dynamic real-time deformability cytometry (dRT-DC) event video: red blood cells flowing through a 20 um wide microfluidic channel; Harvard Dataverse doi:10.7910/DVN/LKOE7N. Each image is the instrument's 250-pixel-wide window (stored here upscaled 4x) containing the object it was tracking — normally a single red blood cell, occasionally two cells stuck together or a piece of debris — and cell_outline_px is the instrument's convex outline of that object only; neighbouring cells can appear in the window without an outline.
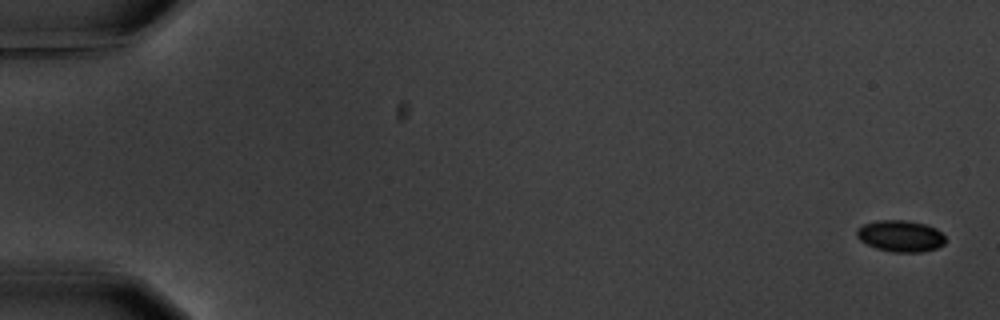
{"species": "common noctule bat (a hibernating species)", "species_latin": "Nyctalus noctula", "temperature_condition": "warm", "stored_images_in_passage": 7, "camera_frame_rate_fps": 3000, "um_per_image_px": 0.085, "animal": {"sex": "male", "body_mass_g": 20.1, "forearm_length_mm": 53.5}, "frame": {"image": 1, "passage_image": 1, "time_ms": 0.0, "image_size_px": [1000, 320], "cell_outline_px": [[944, 244], [936, 248], [920, 252], [892, 252], [876, 248], [860, 240], [856, 236], [856, 228], [864, 224], [876, 220], [904, 220], [928, 224], [936, 228], [944, 236]], "centroid_in_image_um": [76.52, 20.05], "position_along_channel_um": 8.5, "area_um2": 16.3}}
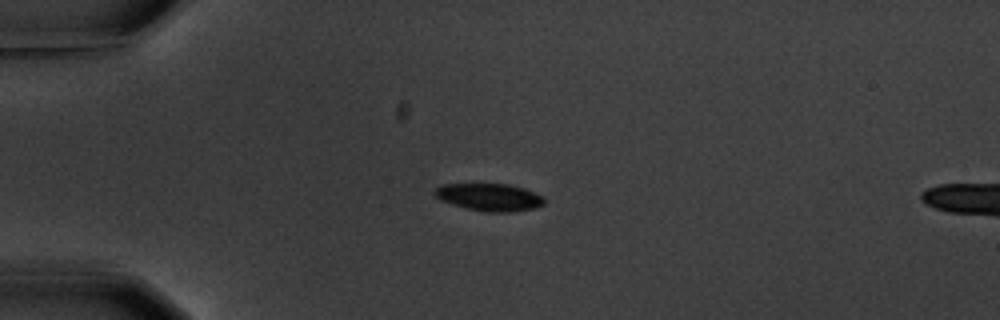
{"frame": {"image": 2, "passage_image": 5, "time_ms": 4.667, "image_size_px": [1000, 320], "cell_outline_px": [[544, 204], [532, 208], [508, 212], [488, 212], [468, 208], [452, 204], [440, 200], [432, 192], [440, 184], [508, 184], [524, 188], [536, 192], [544, 196]], "centroid_in_image_um": [41.59, 16.74], "position_along_channel_um": 43.4, "area_um2": 17.46}}